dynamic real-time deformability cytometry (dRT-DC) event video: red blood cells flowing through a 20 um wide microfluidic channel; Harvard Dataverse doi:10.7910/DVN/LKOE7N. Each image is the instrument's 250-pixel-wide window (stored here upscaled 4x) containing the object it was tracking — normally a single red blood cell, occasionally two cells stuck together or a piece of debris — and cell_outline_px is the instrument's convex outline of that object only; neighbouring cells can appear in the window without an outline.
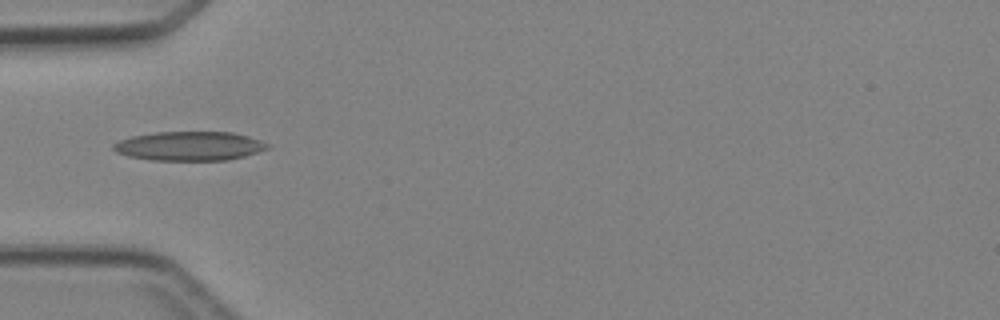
{"species": "Egyptian fruit bat (a non-hibernating species)", "species_latin": "Rousettus aegyptiacus", "temperature_condition": "cold", "stored_images_in_passage": 2, "camera_frame_rate_fps": 3000, "um_per_image_px": 0.085, "animal": {"sex": "female"}, "frame": {"image": 1, "passage_image": 1, "time_ms": 0.0, "image_size_px": [1000, 320], "cell_outline_px": [[272, 144], [268, 148], [244, 156], [228, 160], [152, 160], [128, 156], [116, 152], [112, 148], [112, 144], [120, 140], [132, 136], [156, 132], [232, 132], [248, 136]], "centroid_in_image_um": [16.1, 12.41], "position_along_channel_um": 68.9, "area_um2": 26.13}}
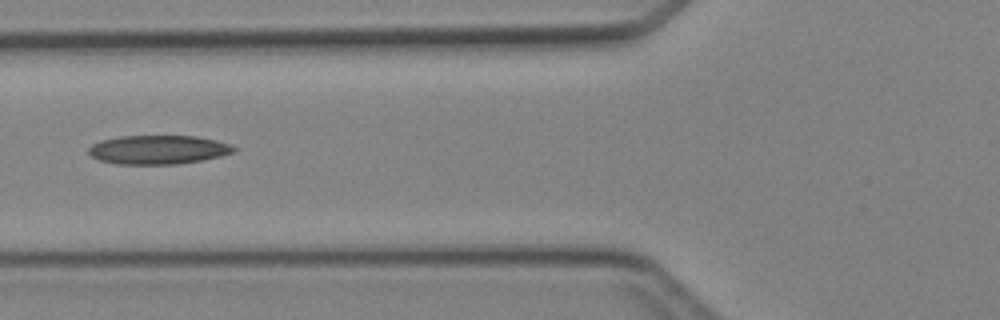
{"frame": {"image": 2, "passage_image": 2, "time_ms": 1.0, "image_size_px": [1000, 320], "cell_outline_px": [[240, 148], [236, 152], [204, 160], [176, 164], [116, 164], [100, 160], [92, 156], [88, 152], [88, 148], [92, 144], [100, 140], [120, 136], [196, 136], [216, 140], [232, 144]], "centroid_in_image_um": [13.5, 12.72], "position_along_channel_um": 112.3, "area_um2": 24.74}}